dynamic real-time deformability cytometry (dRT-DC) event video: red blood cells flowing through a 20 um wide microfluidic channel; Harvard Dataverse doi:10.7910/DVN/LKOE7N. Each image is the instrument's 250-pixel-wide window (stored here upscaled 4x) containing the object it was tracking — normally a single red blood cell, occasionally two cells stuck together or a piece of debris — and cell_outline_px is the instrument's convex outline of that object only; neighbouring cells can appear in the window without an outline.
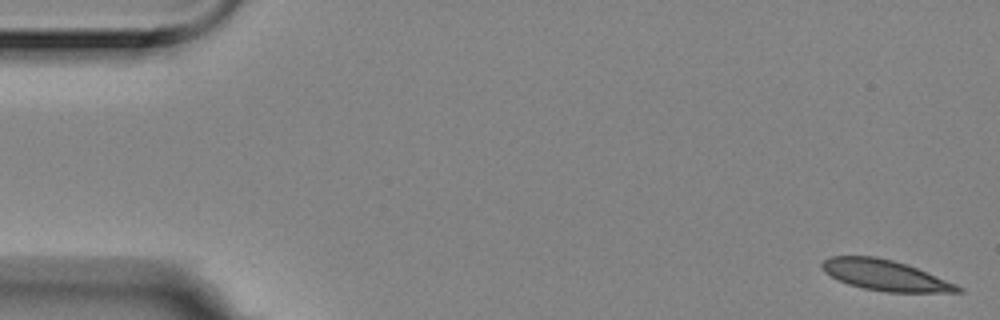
{"species": "Egyptian fruit bat (a non-hibernating species)", "species_latin": "Rousettus aegyptiacus", "temperature_condition": "room temperature", "stored_images_in_passage": 56, "camera_frame_rate_fps": 3000, "um_per_image_px": 0.085, "animal": {"sex": "female"}, "frame": {"image": 1, "passage_image": 1, "time_ms": 0.0, "image_size_px": [1000, 320], "cell_outline_px": [[964, 292], [884, 292], [864, 288], [848, 284], [824, 272], [820, 264], [824, 260], [832, 256], [876, 256], [892, 260], [916, 268], [956, 284], [964, 288]], "centroid_in_image_um": [75.23, 23.4], "position_along_channel_um": 9.8, "area_um2": 23.93}}
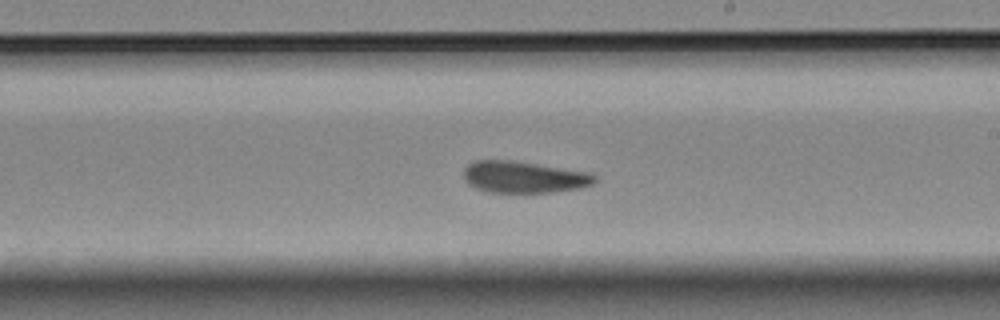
{"frame": {"image": 2, "passage_image": 32, "time_ms": 10.333, "image_size_px": [1000, 320], "cell_outline_px": [[596, 180], [592, 184], [580, 188], [552, 192], [488, 192], [476, 188], [468, 184], [464, 180], [464, 168], [468, 164], [476, 160], [512, 160], [588, 172], [596, 176]], "centroid_in_image_um": [44.5, 15.05], "position_along_channel_um": 244.5, "area_um2": 24.1}}
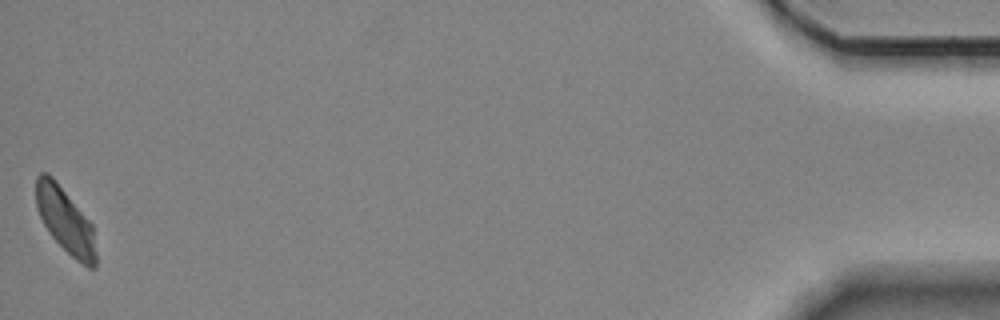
{"frame": {"image": 3, "passage_image": 56, "time_ms": 18.333, "image_size_px": [1000, 320], "cell_outline_px": [[96, 268], [88, 268], [76, 260], [52, 236], [44, 224], [36, 208], [36, 176], [40, 172], [48, 172], [52, 176], [92, 224], [96, 252]], "centroid_in_image_um": [5.55, 18.73], "position_along_channel_um": 429.7, "area_um2": 22.48}, "authors_computed_cell_mechanics": {"area_um2": 24.5361, "velocity_mm_per_s": 3.4877, "shape_relaxation_time_tau1_ms": null, "shape_relaxation_time_tau2_ms": 5.5088, "deformation_change_tau1": null, "deformation_change_tau2": 0.0847}}